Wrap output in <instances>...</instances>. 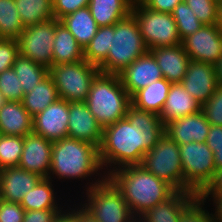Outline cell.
I'll use <instances>...</instances> for the list:
<instances>
[{
	"label": "cell",
	"instance_id": "3",
	"mask_svg": "<svg viewBox=\"0 0 222 222\" xmlns=\"http://www.w3.org/2000/svg\"><path fill=\"white\" fill-rule=\"evenodd\" d=\"M121 191L133 216L138 220L155 205L176 191L141 165L121 167L107 176Z\"/></svg>",
	"mask_w": 222,
	"mask_h": 222
},
{
	"label": "cell",
	"instance_id": "25",
	"mask_svg": "<svg viewBox=\"0 0 222 222\" xmlns=\"http://www.w3.org/2000/svg\"><path fill=\"white\" fill-rule=\"evenodd\" d=\"M52 48L53 65L84 60V48H82L74 35L61 22L55 26Z\"/></svg>",
	"mask_w": 222,
	"mask_h": 222
},
{
	"label": "cell",
	"instance_id": "37",
	"mask_svg": "<svg viewBox=\"0 0 222 222\" xmlns=\"http://www.w3.org/2000/svg\"><path fill=\"white\" fill-rule=\"evenodd\" d=\"M0 92L7 101H22L23 87L13 68L0 73Z\"/></svg>",
	"mask_w": 222,
	"mask_h": 222
},
{
	"label": "cell",
	"instance_id": "28",
	"mask_svg": "<svg viewBox=\"0 0 222 222\" xmlns=\"http://www.w3.org/2000/svg\"><path fill=\"white\" fill-rule=\"evenodd\" d=\"M59 99L58 90L48 74L31 91L23 95L21 103L29 114L34 117Z\"/></svg>",
	"mask_w": 222,
	"mask_h": 222
},
{
	"label": "cell",
	"instance_id": "22",
	"mask_svg": "<svg viewBox=\"0 0 222 222\" xmlns=\"http://www.w3.org/2000/svg\"><path fill=\"white\" fill-rule=\"evenodd\" d=\"M201 107L202 105L184 89L181 83H173L159 117L165 125L176 118L197 113L201 111Z\"/></svg>",
	"mask_w": 222,
	"mask_h": 222
},
{
	"label": "cell",
	"instance_id": "13",
	"mask_svg": "<svg viewBox=\"0 0 222 222\" xmlns=\"http://www.w3.org/2000/svg\"><path fill=\"white\" fill-rule=\"evenodd\" d=\"M69 102L59 99L33 117L32 132L51 142L68 137Z\"/></svg>",
	"mask_w": 222,
	"mask_h": 222
},
{
	"label": "cell",
	"instance_id": "29",
	"mask_svg": "<svg viewBox=\"0 0 222 222\" xmlns=\"http://www.w3.org/2000/svg\"><path fill=\"white\" fill-rule=\"evenodd\" d=\"M59 21L74 35L82 48L91 41L98 29L88 6L66 15Z\"/></svg>",
	"mask_w": 222,
	"mask_h": 222
},
{
	"label": "cell",
	"instance_id": "52",
	"mask_svg": "<svg viewBox=\"0 0 222 222\" xmlns=\"http://www.w3.org/2000/svg\"><path fill=\"white\" fill-rule=\"evenodd\" d=\"M7 102L6 98L0 92V108Z\"/></svg>",
	"mask_w": 222,
	"mask_h": 222
},
{
	"label": "cell",
	"instance_id": "44",
	"mask_svg": "<svg viewBox=\"0 0 222 222\" xmlns=\"http://www.w3.org/2000/svg\"><path fill=\"white\" fill-rule=\"evenodd\" d=\"M218 194H222V169H217L215 171L212 180L198 194V197L206 203L207 199L211 201V198Z\"/></svg>",
	"mask_w": 222,
	"mask_h": 222
},
{
	"label": "cell",
	"instance_id": "45",
	"mask_svg": "<svg viewBox=\"0 0 222 222\" xmlns=\"http://www.w3.org/2000/svg\"><path fill=\"white\" fill-rule=\"evenodd\" d=\"M63 209H46L25 211L23 222H53Z\"/></svg>",
	"mask_w": 222,
	"mask_h": 222
},
{
	"label": "cell",
	"instance_id": "41",
	"mask_svg": "<svg viewBox=\"0 0 222 222\" xmlns=\"http://www.w3.org/2000/svg\"><path fill=\"white\" fill-rule=\"evenodd\" d=\"M206 143L214 153L216 170L222 169V126L210 125Z\"/></svg>",
	"mask_w": 222,
	"mask_h": 222
},
{
	"label": "cell",
	"instance_id": "38",
	"mask_svg": "<svg viewBox=\"0 0 222 222\" xmlns=\"http://www.w3.org/2000/svg\"><path fill=\"white\" fill-rule=\"evenodd\" d=\"M201 110L211 125L222 126V85L215 89L208 101L202 105Z\"/></svg>",
	"mask_w": 222,
	"mask_h": 222
},
{
	"label": "cell",
	"instance_id": "14",
	"mask_svg": "<svg viewBox=\"0 0 222 222\" xmlns=\"http://www.w3.org/2000/svg\"><path fill=\"white\" fill-rule=\"evenodd\" d=\"M53 142L34 132L24 136V147L19 167L26 171L48 178L51 167Z\"/></svg>",
	"mask_w": 222,
	"mask_h": 222
},
{
	"label": "cell",
	"instance_id": "2",
	"mask_svg": "<svg viewBox=\"0 0 222 222\" xmlns=\"http://www.w3.org/2000/svg\"><path fill=\"white\" fill-rule=\"evenodd\" d=\"M56 177L59 181L62 179L63 181L65 179L68 181L78 179L80 181L81 179L82 182L86 179H94L92 182L89 180L85 183L83 190L101 183L107 176L99 160L98 147L89 142L70 137L53 142L48 178L55 180Z\"/></svg>",
	"mask_w": 222,
	"mask_h": 222
},
{
	"label": "cell",
	"instance_id": "19",
	"mask_svg": "<svg viewBox=\"0 0 222 222\" xmlns=\"http://www.w3.org/2000/svg\"><path fill=\"white\" fill-rule=\"evenodd\" d=\"M42 178L19 166L0 170V199L20 203Z\"/></svg>",
	"mask_w": 222,
	"mask_h": 222
},
{
	"label": "cell",
	"instance_id": "49",
	"mask_svg": "<svg viewBox=\"0 0 222 222\" xmlns=\"http://www.w3.org/2000/svg\"><path fill=\"white\" fill-rule=\"evenodd\" d=\"M76 222H98L88 214L78 203L76 205Z\"/></svg>",
	"mask_w": 222,
	"mask_h": 222
},
{
	"label": "cell",
	"instance_id": "1",
	"mask_svg": "<svg viewBox=\"0 0 222 222\" xmlns=\"http://www.w3.org/2000/svg\"><path fill=\"white\" fill-rule=\"evenodd\" d=\"M158 114L132 104L125 118L103 128L99 160L106 176L121 167L140 165L144 154L164 136ZM109 167V168H108Z\"/></svg>",
	"mask_w": 222,
	"mask_h": 222
},
{
	"label": "cell",
	"instance_id": "36",
	"mask_svg": "<svg viewBox=\"0 0 222 222\" xmlns=\"http://www.w3.org/2000/svg\"><path fill=\"white\" fill-rule=\"evenodd\" d=\"M204 25L218 24L217 0H184Z\"/></svg>",
	"mask_w": 222,
	"mask_h": 222
},
{
	"label": "cell",
	"instance_id": "4",
	"mask_svg": "<svg viewBox=\"0 0 222 222\" xmlns=\"http://www.w3.org/2000/svg\"><path fill=\"white\" fill-rule=\"evenodd\" d=\"M84 102L104 128L125 118L131 97L123 87L120 75L99 72Z\"/></svg>",
	"mask_w": 222,
	"mask_h": 222
},
{
	"label": "cell",
	"instance_id": "12",
	"mask_svg": "<svg viewBox=\"0 0 222 222\" xmlns=\"http://www.w3.org/2000/svg\"><path fill=\"white\" fill-rule=\"evenodd\" d=\"M190 60L216 65L222 56V29L217 25H204L181 42Z\"/></svg>",
	"mask_w": 222,
	"mask_h": 222
},
{
	"label": "cell",
	"instance_id": "50",
	"mask_svg": "<svg viewBox=\"0 0 222 222\" xmlns=\"http://www.w3.org/2000/svg\"><path fill=\"white\" fill-rule=\"evenodd\" d=\"M215 67L219 85H222V56L219 58V61L217 62Z\"/></svg>",
	"mask_w": 222,
	"mask_h": 222
},
{
	"label": "cell",
	"instance_id": "46",
	"mask_svg": "<svg viewBox=\"0 0 222 222\" xmlns=\"http://www.w3.org/2000/svg\"><path fill=\"white\" fill-rule=\"evenodd\" d=\"M146 7L163 12L172 13L174 8L184 0H140Z\"/></svg>",
	"mask_w": 222,
	"mask_h": 222
},
{
	"label": "cell",
	"instance_id": "42",
	"mask_svg": "<svg viewBox=\"0 0 222 222\" xmlns=\"http://www.w3.org/2000/svg\"><path fill=\"white\" fill-rule=\"evenodd\" d=\"M90 0H52L53 16L57 20L75 12L78 9L87 7Z\"/></svg>",
	"mask_w": 222,
	"mask_h": 222
},
{
	"label": "cell",
	"instance_id": "17",
	"mask_svg": "<svg viewBox=\"0 0 222 222\" xmlns=\"http://www.w3.org/2000/svg\"><path fill=\"white\" fill-rule=\"evenodd\" d=\"M103 127L96 121L86 103L69 102L68 137L89 142L99 148Z\"/></svg>",
	"mask_w": 222,
	"mask_h": 222
},
{
	"label": "cell",
	"instance_id": "32",
	"mask_svg": "<svg viewBox=\"0 0 222 222\" xmlns=\"http://www.w3.org/2000/svg\"><path fill=\"white\" fill-rule=\"evenodd\" d=\"M25 29L14 0H0V39L18 40Z\"/></svg>",
	"mask_w": 222,
	"mask_h": 222
},
{
	"label": "cell",
	"instance_id": "20",
	"mask_svg": "<svg viewBox=\"0 0 222 222\" xmlns=\"http://www.w3.org/2000/svg\"><path fill=\"white\" fill-rule=\"evenodd\" d=\"M149 51L157 61L163 77L172 84L181 83L190 62L182 44L158 47Z\"/></svg>",
	"mask_w": 222,
	"mask_h": 222
},
{
	"label": "cell",
	"instance_id": "24",
	"mask_svg": "<svg viewBox=\"0 0 222 222\" xmlns=\"http://www.w3.org/2000/svg\"><path fill=\"white\" fill-rule=\"evenodd\" d=\"M134 0H90L89 9L98 27L114 25L131 14Z\"/></svg>",
	"mask_w": 222,
	"mask_h": 222
},
{
	"label": "cell",
	"instance_id": "11",
	"mask_svg": "<svg viewBox=\"0 0 222 222\" xmlns=\"http://www.w3.org/2000/svg\"><path fill=\"white\" fill-rule=\"evenodd\" d=\"M60 21L56 18L25 27L18 38L20 55L33 62L46 66H53V43L55 26Z\"/></svg>",
	"mask_w": 222,
	"mask_h": 222
},
{
	"label": "cell",
	"instance_id": "43",
	"mask_svg": "<svg viewBox=\"0 0 222 222\" xmlns=\"http://www.w3.org/2000/svg\"><path fill=\"white\" fill-rule=\"evenodd\" d=\"M24 214L20 203L0 199V222H23Z\"/></svg>",
	"mask_w": 222,
	"mask_h": 222
},
{
	"label": "cell",
	"instance_id": "35",
	"mask_svg": "<svg viewBox=\"0 0 222 222\" xmlns=\"http://www.w3.org/2000/svg\"><path fill=\"white\" fill-rule=\"evenodd\" d=\"M171 14L176 22L181 40L195 33L203 26L192 9L185 2L179 3Z\"/></svg>",
	"mask_w": 222,
	"mask_h": 222
},
{
	"label": "cell",
	"instance_id": "23",
	"mask_svg": "<svg viewBox=\"0 0 222 222\" xmlns=\"http://www.w3.org/2000/svg\"><path fill=\"white\" fill-rule=\"evenodd\" d=\"M33 117L19 101H7L0 108V134L24 137L32 132Z\"/></svg>",
	"mask_w": 222,
	"mask_h": 222
},
{
	"label": "cell",
	"instance_id": "9",
	"mask_svg": "<svg viewBox=\"0 0 222 222\" xmlns=\"http://www.w3.org/2000/svg\"><path fill=\"white\" fill-rule=\"evenodd\" d=\"M176 192H184V173L178 144L166 134L144 154L140 164Z\"/></svg>",
	"mask_w": 222,
	"mask_h": 222
},
{
	"label": "cell",
	"instance_id": "48",
	"mask_svg": "<svg viewBox=\"0 0 222 222\" xmlns=\"http://www.w3.org/2000/svg\"><path fill=\"white\" fill-rule=\"evenodd\" d=\"M211 200L215 208L214 214L212 212L213 219L215 222H222V194L214 196Z\"/></svg>",
	"mask_w": 222,
	"mask_h": 222
},
{
	"label": "cell",
	"instance_id": "21",
	"mask_svg": "<svg viewBox=\"0 0 222 222\" xmlns=\"http://www.w3.org/2000/svg\"><path fill=\"white\" fill-rule=\"evenodd\" d=\"M198 197L195 193L175 192L143 214L137 222H179L184 210Z\"/></svg>",
	"mask_w": 222,
	"mask_h": 222
},
{
	"label": "cell",
	"instance_id": "26",
	"mask_svg": "<svg viewBox=\"0 0 222 222\" xmlns=\"http://www.w3.org/2000/svg\"><path fill=\"white\" fill-rule=\"evenodd\" d=\"M171 84L165 78L156 80L137 91L131 97V104L138 109L151 111L159 115L162 112Z\"/></svg>",
	"mask_w": 222,
	"mask_h": 222
},
{
	"label": "cell",
	"instance_id": "15",
	"mask_svg": "<svg viewBox=\"0 0 222 222\" xmlns=\"http://www.w3.org/2000/svg\"><path fill=\"white\" fill-rule=\"evenodd\" d=\"M181 84L203 105L219 86L215 65L190 60Z\"/></svg>",
	"mask_w": 222,
	"mask_h": 222
},
{
	"label": "cell",
	"instance_id": "31",
	"mask_svg": "<svg viewBox=\"0 0 222 222\" xmlns=\"http://www.w3.org/2000/svg\"><path fill=\"white\" fill-rule=\"evenodd\" d=\"M19 77L24 94L38 85L42 79L49 74V69L39 63L33 62L29 58L19 55L12 67Z\"/></svg>",
	"mask_w": 222,
	"mask_h": 222
},
{
	"label": "cell",
	"instance_id": "27",
	"mask_svg": "<svg viewBox=\"0 0 222 222\" xmlns=\"http://www.w3.org/2000/svg\"><path fill=\"white\" fill-rule=\"evenodd\" d=\"M53 181L49 178H42L36 186L29 190L20 202L25 211L64 208L59 203L62 198H58L59 195L57 196V192L54 191Z\"/></svg>",
	"mask_w": 222,
	"mask_h": 222
},
{
	"label": "cell",
	"instance_id": "16",
	"mask_svg": "<svg viewBox=\"0 0 222 222\" xmlns=\"http://www.w3.org/2000/svg\"><path fill=\"white\" fill-rule=\"evenodd\" d=\"M119 75L130 97L156 80L164 78L150 51L133 61Z\"/></svg>",
	"mask_w": 222,
	"mask_h": 222
},
{
	"label": "cell",
	"instance_id": "7",
	"mask_svg": "<svg viewBox=\"0 0 222 222\" xmlns=\"http://www.w3.org/2000/svg\"><path fill=\"white\" fill-rule=\"evenodd\" d=\"M131 14L138 23L148 49L181 44L176 22L171 13H163L146 7L140 0L134 1Z\"/></svg>",
	"mask_w": 222,
	"mask_h": 222
},
{
	"label": "cell",
	"instance_id": "8",
	"mask_svg": "<svg viewBox=\"0 0 222 222\" xmlns=\"http://www.w3.org/2000/svg\"><path fill=\"white\" fill-rule=\"evenodd\" d=\"M100 72L99 67L85 59L74 63L53 65L49 68L60 99L68 102H83L90 91L91 83Z\"/></svg>",
	"mask_w": 222,
	"mask_h": 222
},
{
	"label": "cell",
	"instance_id": "10",
	"mask_svg": "<svg viewBox=\"0 0 222 222\" xmlns=\"http://www.w3.org/2000/svg\"><path fill=\"white\" fill-rule=\"evenodd\" d=\"M184 173V192L199 194L216 171L214 153L207 143L178 145Z\"/></svg>",
	"mask_w": 222,
	"mask_h": 222
},
{
	"label": "cell",
	"instance_id": "5",
	"mask_svg": "<svg viewBox=\"0 0 222 222\" xmlns=\"http://www.w3.org/2000/svg\"><path fill=\"white\" fill-rule=\"evenodd\" d=\"M137 21L132 14L111 25V47L99 66L106 74H120L133 61L148 52Z\"/></svg>",
	"mask_w": 222,
	"mask_h": 222
},
{
	"label": "cell",
	"instance_id": "6",
	"mask_svg": "<svg viewBox=\"0 0 222 222\" xmlns=\"http://www.w3.org/2000/svg\"><path fill=\"white\" fill-rule=\"evenodd\" d=\"M85 192L81 200L87 198L79 205L98 222H137L121 191L108 177Z\"/></svg>",
	"mask_w": 222,
	"mask_h": 222
},
{
	"label": "cell",
	"instance_id": "30",
	"mask_svg": "<svg viewBox=\"0 0 222 222\" xmlns=\"http://www.w3.org/2000/svg\"><path fill=\"white\" fill-rule=\"evenodd\" d=\"M25 27L53 19L52 0H14Z\"/></svg>",
	"mask_w": 222,
	"mask_h": 222
},
{
	"label": "cell",
	"instance_id": "39",
	"mask_svg": "<svg viewBox=\"0 0 222 222\" xmlns=\"http://www.w3.org/2000/svg\"><path fill=\"white\" fill-rule=\"evenodd\" d=\"M205 203L197 197L183 212L179 222H215L212 212L204 207ZM206 208V209H205Z\"/></svg>",
	"mask_w": 222,
	"mask_h": 222
},
{
	"label": "cell",
	"instance_id": "51",
	"mask_svg": "<svg viewBox=\"0 0 222 222\" xmlns=\"http://www.w3.org/2000/svg\"><path fill=\"white\" fill-rule=\"evenodd\" d=\"M217 25L222 29V1H219L218 3V24Z\"/></svg>",
	"mask_w": 222,
	"mask_h": 222
},
{
	"label": "cell",
	"instance_id": "47",
	"mask_svg": "<svg viewBox=\"0 0 222 222\" xmlns=\"http://www.w3.org/2000/svg\"><path fill=\"white\" fill-rule=\"evenodd\" d=\"M67 206L66 210H62L57 214V216L54 218L53 222H76V204L74 200V204Z\"/></svg>",
	"mask_w": 222,
	"mask_h": 222
},
{
	"label": "cell",
	"instance_id": "34",
	"mask_svg": "<svg viewBox=\"0 0 222 222\" xmlns=\"http://www.w3.org/2000/svg\"><path fill=\"white\" fill-rule=\"evenodd\" d=\"M24 137L0 134V170L19 165Z\"/></svg>",
	"mask_w": 222,
	"mask_h": 222
},
{
	"label": "cell",
	"instance_id": "18",
	"mask_svg": "<svg viewBox=\"0 0 222 222\" xmlns=\"http://www.w3.org/2000/svg\"><path fill=\"white\" fill-rule=\"evenodd\" d=\"M210 125L201 110L169 121L165 124V134L178 145L190 142L205 143L210 131Z\"/></svg>",
	"mask_w": 222,
	"mask_h": 222
},
{
	"label": "cell",
	"instance_id": "40",
	"mask_svg": "<svg viewBox=\"0 0 222 222\" xmlns=\"http://www.w3.org/2000/svg\"><path fill=\"white\" fill-rule=\"evenodd\" d=\"M19 55L17 40L0 39V73L12 68Z\"/></svg>",
	"mask_w": 222,
	"mask_h": 222
},
{
	"label": "cell",
	"instance_id": "33",
	"mask_svg": "<svg viewBox=\"0 0 222 222\" xmlns=\"http://www.w3.org/2000/svg\"><path fill=\"white\" fill-rule=\"evenodd\" d=\"M111 47V25L98 27L96 35L84 47V59L99 67L108 56Z\"/></svg>",
	"mask_w": 222,
	"mask_h": 222
}]
</instances>
